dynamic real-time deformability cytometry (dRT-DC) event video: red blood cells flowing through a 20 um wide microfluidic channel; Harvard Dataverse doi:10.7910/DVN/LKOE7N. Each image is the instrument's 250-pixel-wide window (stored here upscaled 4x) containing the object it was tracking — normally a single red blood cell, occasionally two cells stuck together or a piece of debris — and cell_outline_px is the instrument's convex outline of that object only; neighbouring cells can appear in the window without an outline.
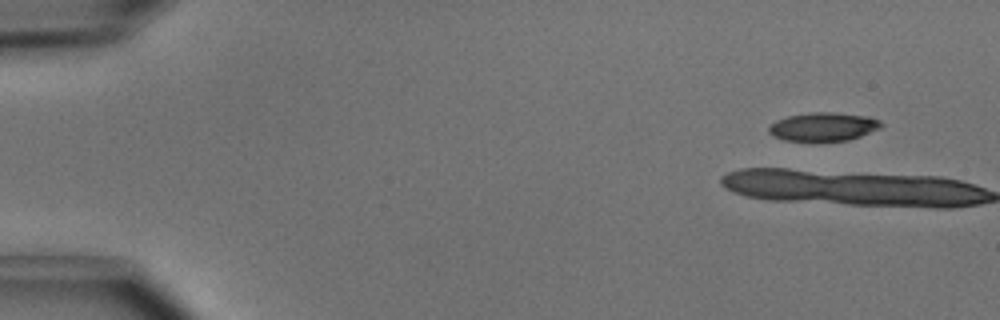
{"species": "common noctule bat (a hibernating species)", "species_latin": "Nyctalus noctula", "temperature_condition": "cold", "stored_images_in_passage": 6, "camera_frame_rate_fps": 3000, "um_per_image_px": 0.085, "animal": {"sex": "male", "body_mass_g": 15.6}, "frame": {"image": 1, "passage_image": 1, "time_ms": 0.0, "image_size_px": [1000, 320], "cell_outline_px": [[884, 124], [880, 128], [860, 136], [848, 140], [784, 140], [772, 136], [768, 132], [768, 128], [776, 120], [788, 116], [812, 112], [832, 112], [868, 116], [880, 120]], "centroid_in_image_um": [69.99, 10.76], "position_along_channel_um": 15.0, "area_um2": 18.5}}
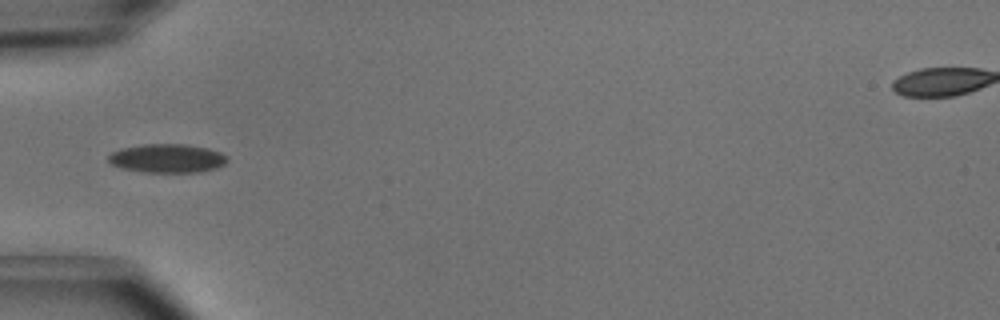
{"frame": {"image": 2, "passage_image": 6, "time_ms": 1.667, "image_size_px": [1000, 320], "cell_outline_px": [[228, 160], [224, 164], [216, 168], [200, 172], [144, 172], [120, 168], [112, 164], [108, 160], [108, 156], [112, 152], [120, 148], [144, 144], [184, 144], [208, 148], [220, 152], [228, 156]], "centroid_in_image_um": [14.22, 13.46], "position_along_channel_um": 70.8, "area_um2": 20.0}}